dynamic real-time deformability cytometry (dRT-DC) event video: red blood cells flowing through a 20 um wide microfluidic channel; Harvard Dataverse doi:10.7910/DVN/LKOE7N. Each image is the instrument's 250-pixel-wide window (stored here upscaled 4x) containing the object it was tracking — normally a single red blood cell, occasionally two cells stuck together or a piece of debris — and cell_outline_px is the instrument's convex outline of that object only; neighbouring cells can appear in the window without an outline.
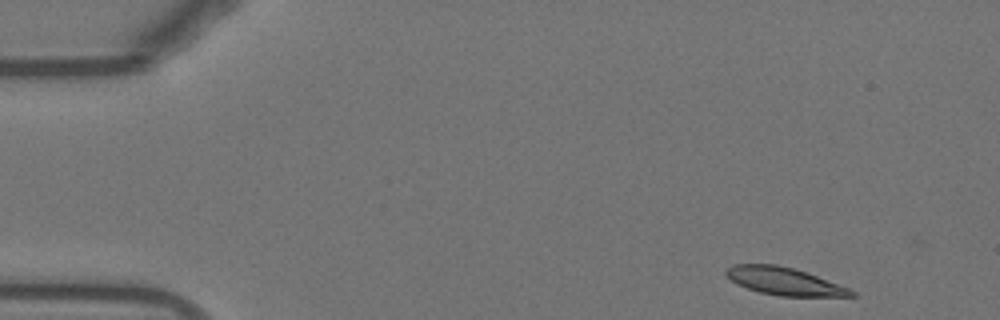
{"species": "Egyptian fruit bat (a non-hibernating species)", "species_latin": "Rousettus aegyptiacus", "temperature_condition": "warm", "stored_images_in_passage": 49, "camera_frame_rate_fps": 3000, "um_per_image_px": 0.085, "animal": {"sex": "female"}, "frame": {"image": 1, "passage_image": 1, "time_ms": 0.0, "image_size_px": [1000, 320], "cell_outline_px": [[860, 296], [780, 296], [760, 292], [736, 284], [724, 272], [732, 264], [776, 264], [792, 268], [816, 276], [848, 288], [856, 292]], "centroid_in_image_um": [66.65, 23.91], "position_along_channel_um": 18.3, "area_um2": 19.83}}
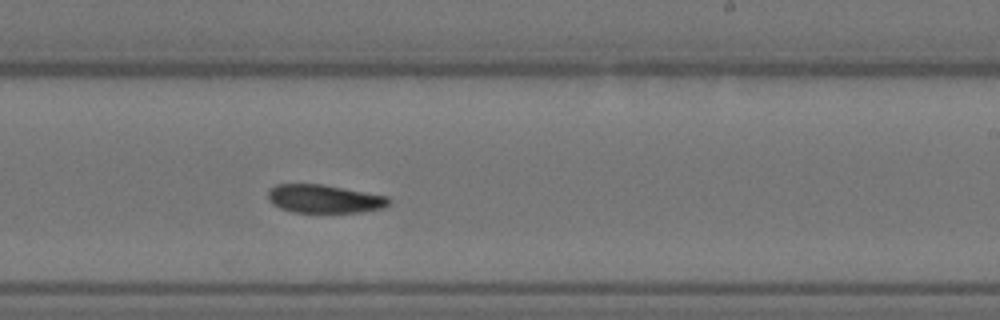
{"frame": {"image": 2, "passage_image": 28, "time_ms": 9.0, "image_size_px": [1000, 320], "cell_outline_px": [[392, 200], [384, 208], [364, 212], [292, 212], [280, 208], [272, 204], [268, 200], [268, 188], [276, 184], [324, 184], [388, 196]], "centroid_in_image_um": [27.56, 16.89], "position_along_channel_um": 261.4, "area_um2": 20.23}}
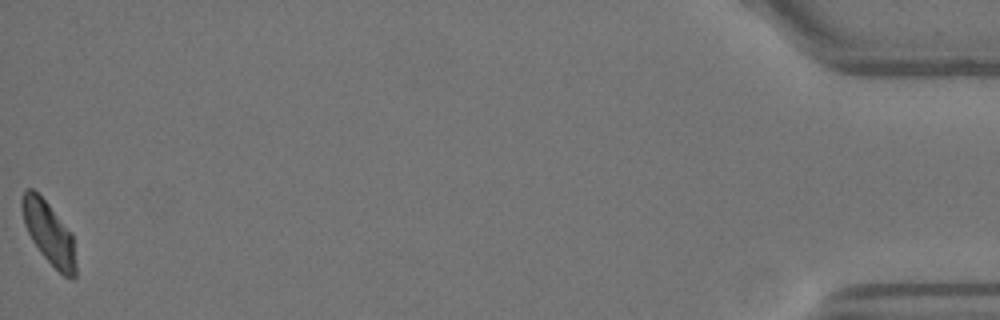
{"frame": {"image": 3, "passage_image": 49, "time_ms": 16.0, "image_size_px": [1000, 320], "cell_outline_px": [[76, 276], [72, 280], [64, 276], [40, 252], [32, 240], [24, 224], [20, 208], [20, 200], [24, 192], [28, 188], [32, 188], [48, 204], [72, 232], [76, 264]], "centroid_in_image_um": [4.15, 19.8], "position_along_channel_um": 431.0, "area_um2": 19.54}, "authors_computed_cell_mechanics": {"area_um2": 20.519, "velocity_mm_per_s": 3.8108, "shape_relaxation_time_tau1_ms": 9.3016, "shape_relaxation_time_tau2_ms": null, "deformation_change_tau1": 0.1847, "deformation_change_tau2": null}}